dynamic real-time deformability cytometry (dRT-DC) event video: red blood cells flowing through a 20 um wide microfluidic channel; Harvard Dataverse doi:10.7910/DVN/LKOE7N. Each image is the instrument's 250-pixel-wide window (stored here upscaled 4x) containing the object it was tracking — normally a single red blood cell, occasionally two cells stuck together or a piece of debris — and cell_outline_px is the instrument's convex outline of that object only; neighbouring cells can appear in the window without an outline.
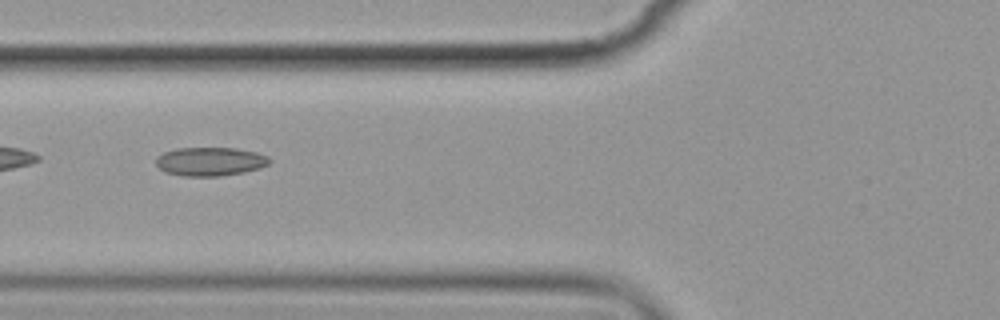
{"species": "common noctule bat (a hibernating species)", "species_latin": "Nyctalus noctula", "temperature_condition": "cold", "stored_images_in_passage": 5, "camera_frame_rate_fps": 3000, "um_per_image_px": 0.085, "animal": {"sex": "female", "body_mass_g": 19.9}, "frame": {"image": 1, "passage_image": 2, "time_ms": 1.333, "image_size_px": [1000, 320], "cell_outline_px": [[272, 160], [268, 164], [260, 168], [244, 172], [220, 176], [184, 176], [164, 172], [156, 164], [156, 156], [164, 152], [176, 148], [236, 148], [256, 152], [268, 156]], "centroid_in_image_um": [17.86, 13.72], "position_along_channel_um": 107.9, "area_um2": 19.07}}
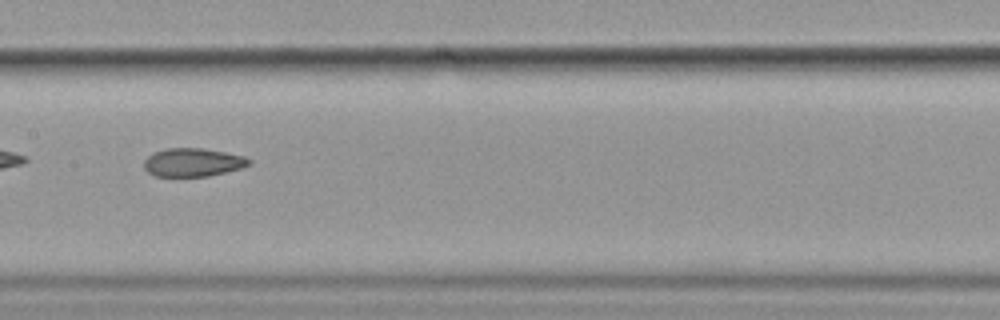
{"frame": {"image": 2, "passage_image": 4, "time_ms": 3.667, "image_size_px": [1000, 320], "cell_outline_px": [[252, 164], [240, 168], [208, 176], [156, 176], [148, 172], [144, 168], [144, 160], [152, 152], [164, 148], [204, 148], [244, 156], [252, 160]], "centroid_in_image_um": [16.38, 13.79], "position_along_channel_um": 191.0, "area_um2": 17.4}}
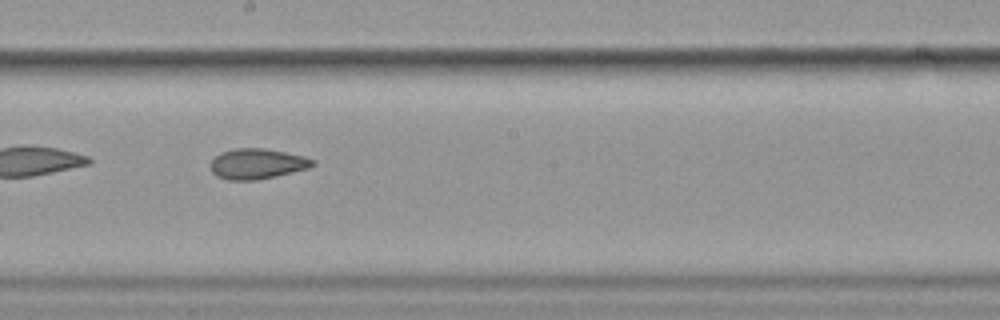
{"frame": {"image": 3, "passage_image": 5, "time_ms": 4.667, "image_size_px": [1000, 320], "cell_outline_px": [[316, 164], [308, 168], [276, 176], [256, 180], [228, 180], [216, 176], [212, 172], [212, 160], [220, 152], [236, 148], [264, 148], [304, 156], [316, 160]], "centroid_in_image_um": [21.87, 13.92], "position_along_channel_um": 226.3, "area_um2": 18.03}}